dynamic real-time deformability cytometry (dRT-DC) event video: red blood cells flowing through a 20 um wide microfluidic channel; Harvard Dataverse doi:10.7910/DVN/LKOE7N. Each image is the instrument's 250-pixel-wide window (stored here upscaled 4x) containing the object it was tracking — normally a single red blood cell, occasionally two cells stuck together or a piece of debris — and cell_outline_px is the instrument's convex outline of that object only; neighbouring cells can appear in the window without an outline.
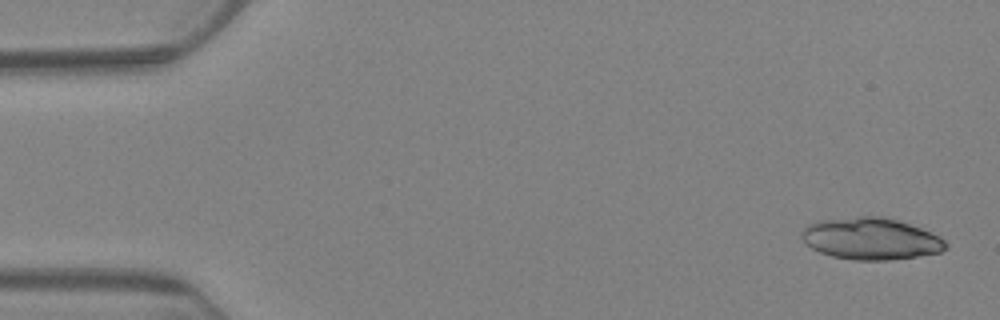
{"species": "Egyptian fruit bat (a non-hibernating species)", "species_latin": "Rousettus aegyptiacus", "temperature_condition": "warm", "stored_images_in_passage": 4, "camera_frame_rate_fps": 3000, "um_per_image_px": 0.085, "animal": {"sex": "female"}, "frame": {"image": 1, "passage_image": 1, "time_ms": 0.0, "image_size_px": [1000, 320], "cell_outline_px": [[948, 248], [940, 252], [916, 256], [888, 260], [852, 260], [832, 256], [820, 252], [812, 248], [800, 236], [800, 232], [808, 224], [820, 220], [860, 216], [884, 216], [920, 228], [940, 236], [948, 244]], "centroid_in_image_um": [74.02, 20.29], "position_along_channel_um": 11.0, "area_um2": 35.03}}